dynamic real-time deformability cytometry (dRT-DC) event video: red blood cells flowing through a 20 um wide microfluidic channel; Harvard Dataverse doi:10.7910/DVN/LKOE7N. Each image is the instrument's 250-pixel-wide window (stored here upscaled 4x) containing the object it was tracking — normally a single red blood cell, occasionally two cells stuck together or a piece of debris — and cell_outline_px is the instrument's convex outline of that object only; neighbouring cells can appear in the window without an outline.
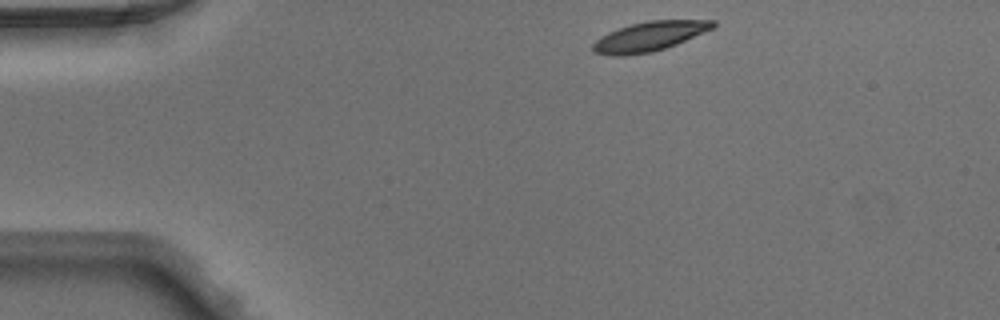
{"species": "Egyptian fruit bat (a non-hibernating species)", "species_latin": "Rousettus aegyptiacus", "temperature_condition": "warm", "stored_images_in_passage": 41, "camera_frame_rate_fps": 3000, "um_per_image_px": 0.085, "animal": {"sex": "male"}, "frame": {"image": 1, "passage_image": 1, "time_ms": 0.0, "image_size_px": [1000, 320], "cell_outline_px": [[716, 24], [712, 28], [676, 44], [652, 52], [624, 56], [612, 56], [596, 52], [592, 48], [592, 44], [600, 36], [608, 32], [632, 24], [648, 20], [716, 20]], "centroid_in_image_um": [55.17, 3.09], "position_along_channel_um": 29.8, "area_um2": 20.4}}
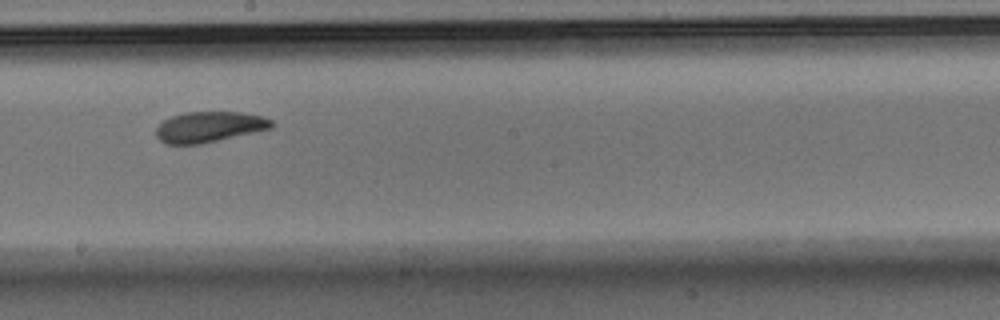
{"frame": {"image": 2, "passage_image": 20, "time_ms": 6.333, "image_size_px": [1000, 320], "cell_outline_px": [[276, 124], [272, 128], [200, 144], [168, 144], [160, 140], [156, 136], [156, 128], [164, 120], [172, 116], [184, 112], [240, 112], [260, 116], [272, 120]], "centroid_in_image_um": [17.79, 10.78], "position_along_channel_um": 230.4, "area_um2": 20.46}}
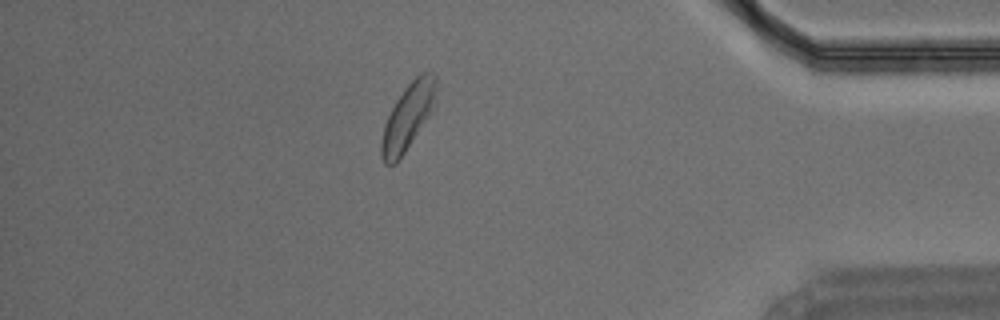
{"frame": {"image": 3, "passage_image": 35, "time_ms": 11.333, "image_size_px": [1000, 320], "cell_outline_px": [[436, 104], [396, 164], [384, 164], [380, 156], [380, 144], [384, 124], [396, 100], [404, 88], [420, 72], [428, 72], [436, 76]], "centroid_in_image_um": [34.65, 9.91], "position_along_channel_um": 400.5, "area_um2": 20.87}}